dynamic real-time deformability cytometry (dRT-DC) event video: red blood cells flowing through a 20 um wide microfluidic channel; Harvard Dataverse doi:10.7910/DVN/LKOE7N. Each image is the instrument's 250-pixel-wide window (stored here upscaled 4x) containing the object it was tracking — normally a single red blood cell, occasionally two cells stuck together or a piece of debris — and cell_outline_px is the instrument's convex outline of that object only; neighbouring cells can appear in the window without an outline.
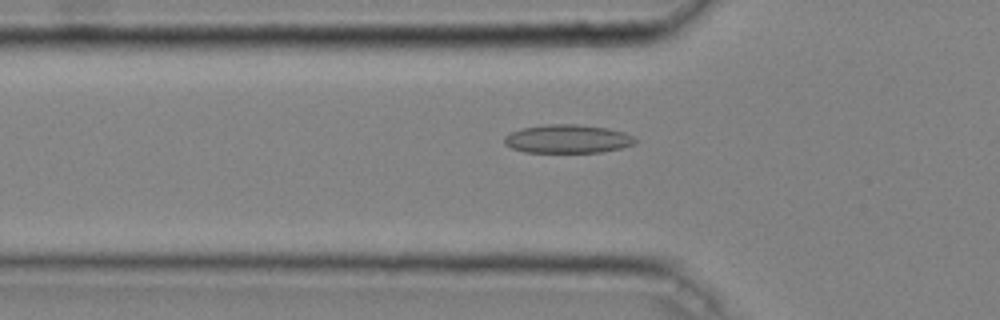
{"species": "common noctule bat (a hibernating species)", "species_latin": "Nyctalus noctula", "temperature_condition": "cold", "stored_images_in_passage": 43, "camera_frame_rate_fps": 3000, "um_per_image_px": 0.085, "animal": {"sex": "male", "body_mass_g": 20.4}, "frame": {"image": 1, "passage_image": 16, "time_ms": 5.0, "image_size_px": [1000, 320], "cell_outline_px": [[640, 140], [636, 144], [620, 148], [600, 152], [524, 152], [512, 148], [504, 144], [504, 136], [512, 132], [524, 128], [544, 124], [576, 124], [608, 128], [624, 132]], "centroid_in_image_um": [48.28, 11.8], "position_along_channel_um": 77.5, "area_um2": 21.79}}
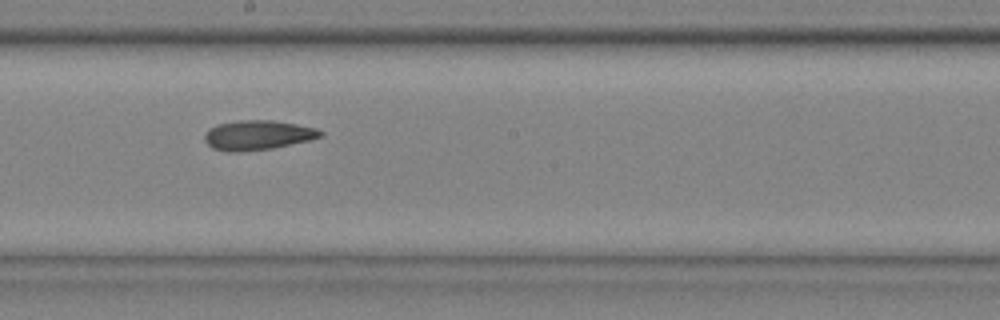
{"frame": {"image": 2, "passage_image": 27, "time_ms": 8.667, "image_size_px": [1000, 320], "cell_outline_px": [[324, 136], [308, 140], [272, 148], [240, 152], [228, 152], [212, 148], [204, 140], [204, 136], [208, 128], [216, 124], [236, 120], [272, 120], [296, 124], [316, 128], [324, 132]], "centroid_in_image_um": [21.87, 11.48], "position_along_channel_um": 226.3, "area_um2": 20.11}}
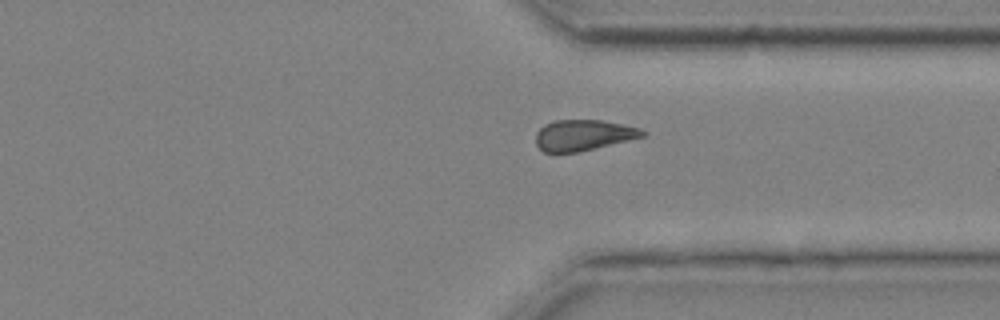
{"frame": {"image": 3, "passage_image": 37, "time_ms": 12.0, "image_size_px": [1000, 320], "cell_outline_px": [[648, 132], [644, 136], [580, 152], [544, 152], [536, 144], [536, 132], [544, 124], [552, 120], [600, 120], [640, 128]], "centroid_in_image_um": [49.57, 11.48], "position_along_channel_um": 361.8, "area_um2": 19.13}, "authors_computed_cell_mechanics": {"area_um2": 20.2878, "velocity_mm_per_s": 4.0452, "shape_relaxation_time_tau1_ms": 7.7758, "shape_relaxation_time_tau2_ms": 5.7385, "deformation_change_tau1": 0.1155, "deformation_change_tau2": 0.1231}}